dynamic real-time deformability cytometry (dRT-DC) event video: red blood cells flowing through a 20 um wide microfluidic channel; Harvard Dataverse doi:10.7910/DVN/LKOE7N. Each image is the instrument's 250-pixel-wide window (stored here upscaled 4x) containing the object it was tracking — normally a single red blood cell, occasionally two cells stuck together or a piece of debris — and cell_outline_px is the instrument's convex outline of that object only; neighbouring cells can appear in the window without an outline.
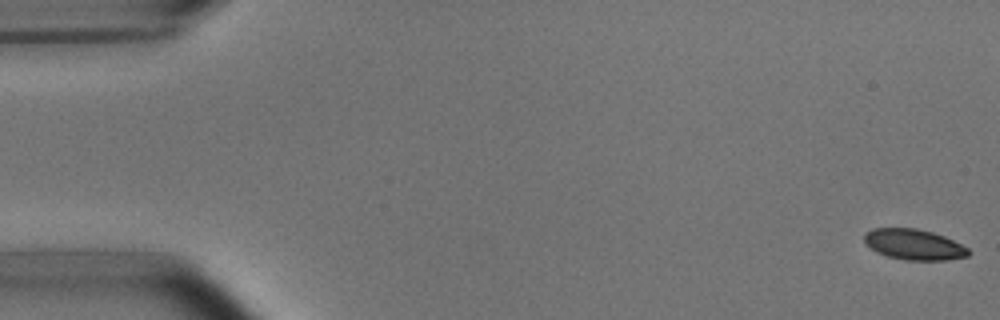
{"species": "common noctule bat (a hibernating species)", "species_latin": "Nyctalus noctula", "temperature_condition": "room temperature", "stored_images_in_passage": 7, "camera_frame_rate_fps": 3000, "um_per_image_px": 0.085, "animal": {"sex": "male", "body_mass_g": 15.6}, "frame": {"image": 1, "passage_image": 1, "time_ms": 0.0, "image_size_px": [1000, 320], "cell_outline_px": [[972, 252], [968, 256], [944, 260], [904, 260], [888, 256], [876, 252], [864, 244], [864, 232], [872, 228], [916, 228], [932, 232], [944, 236], [968, 248]], "centroid_in_image_um": [77.65, 20.78], "position_along_channel_um": 7.4, "area_um2": 18.73}}